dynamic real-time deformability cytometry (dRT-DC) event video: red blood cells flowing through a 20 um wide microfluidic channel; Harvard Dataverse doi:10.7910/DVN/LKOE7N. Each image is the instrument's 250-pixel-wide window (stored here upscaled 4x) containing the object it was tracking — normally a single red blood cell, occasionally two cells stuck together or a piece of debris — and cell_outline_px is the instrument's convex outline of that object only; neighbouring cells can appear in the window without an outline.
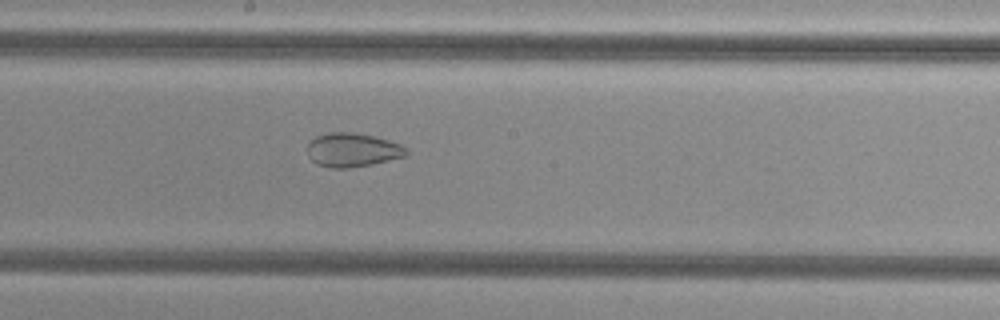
{"species": "common noctule bat (a hibernating species)", "species_latin": "Nyctalus noctula", "temperature_condition": "cold", "stored_images_in_passage": 44, "camera_frame_rate_fps": 3000, "um_per_image_px": 0.085, "animal": {"sex": "female", "body_mass_g": 29.2, "forearm_length_mm": 56.3}, "frame": {"image": 1, "passage_image": 20, "time_ms": 6.333, "image_size_px": [1000, 320], "cell_outline_px": [[408, 152], [404, 156], [372, 164], [348, 168], [332, 168], [316, 164], [308, 156], [308, 144], [316, 136], [328, 132], [352, 132], [372, 136], [388, 140], [400, 144], [408, 148]], "centroid_in_image_um": [29.95, 12.74], "position_along_channel_um": 218.3, "area_um2": 19.42}}
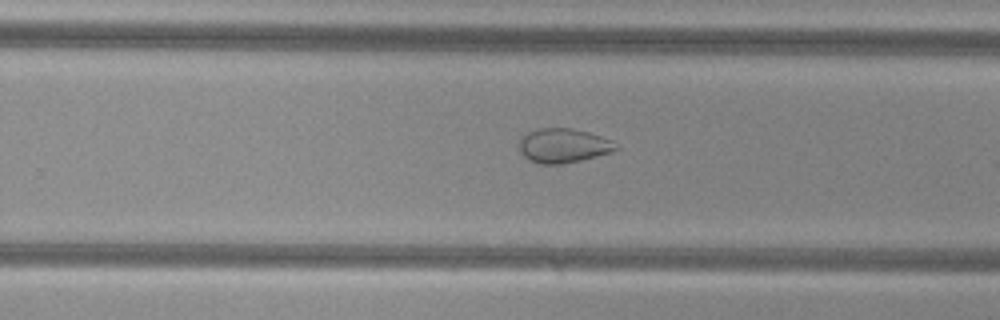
{"frame": {"image": 2, "passage_image": 25, "time_ms": 8.0, "image_size_px": [1000, 320], "cell_outline_px": [[620, 148], [612, 152], [564, 164], [540, 164], [524, 156], [520, 152], [520, 140], [528, 132], [540, 128], [572, 128], [588, 132], [612, 140]], "centroid_in_image_um": [47.92, 12.38], "position_along_channel_um": 281.9, "area_um2": 19.19}}
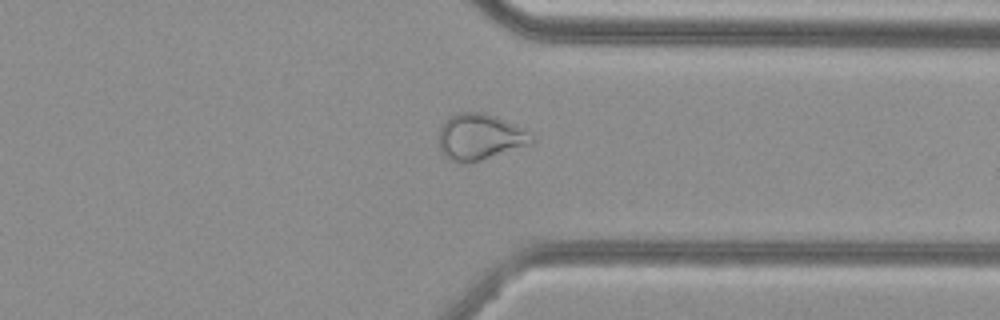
{"frame": {"image": 3, "passage_image": 32, "time_ms": 10.333, "image_size_px": [1000, 320], "cell_outline_px": [[536, 140], [532, 144], [468, 164], [460, 164], [448, 160], [440, 152], [440, 128], [448, 116], [456, 112], [484, 112], [496, 116], [536, 136]], "centroid_in_image_um": [40.77, 11.66], "position_along_channel_um": 370.6, "area_um2": 25.26}, "authors_computed_cell_mechanics": {"area_um2": 26.2701, "velocity_mm_per_s": 3.8277, "shape_relaxation_time_tau1_ms": null, "shape_relaxation_time_tau2_ms": 3.0853, "deformation_change_tau1": null, "deformation_change_tau2": 0.0795}}